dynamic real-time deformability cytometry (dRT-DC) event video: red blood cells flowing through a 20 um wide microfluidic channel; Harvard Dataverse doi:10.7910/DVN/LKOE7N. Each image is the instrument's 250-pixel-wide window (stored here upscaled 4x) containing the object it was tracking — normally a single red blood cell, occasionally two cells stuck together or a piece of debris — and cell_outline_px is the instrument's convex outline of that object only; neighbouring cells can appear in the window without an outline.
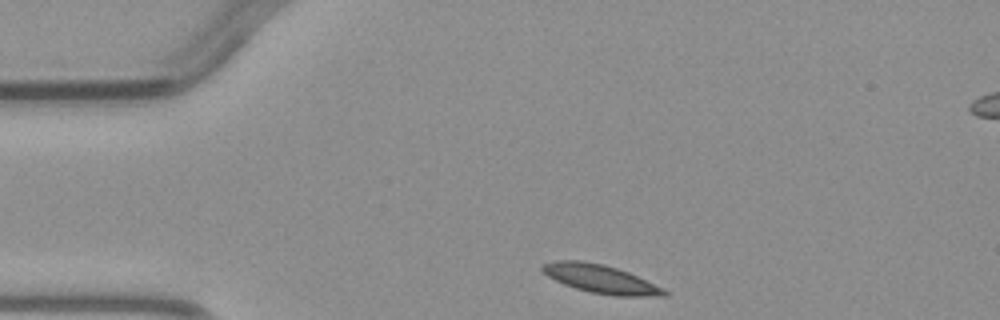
{"species": "common noctule bat (a hibernating species)", "species_latin": "Nyctalus noctula", "temperature_condition": "warm", "stored_images_in_passage": 2, "camera_frame_rate_fps": 3000, "um_per_image_px": 0.085, "animal": {"sex": "male", "body_mass_g": 23.1, "forearm_length_mm": 52.7}, "frame": {"image": 1, "passage_image": 1, "time_ms": 0.0, "image_size_px": [1000, 320], "cell_outline_px": [[672, 292], [668, 296], [616, 296], [592, 292], [576, 288], [564, 284], [548, 276], [540, 268], [540, 264], [556, 260], [580, 260], [604, 264], [628, 272], [664, 288]], "centroid_in_image_um": [51.08, 23.71], "position_along_channel_um": 33.9, "area_um2": 20.23}}